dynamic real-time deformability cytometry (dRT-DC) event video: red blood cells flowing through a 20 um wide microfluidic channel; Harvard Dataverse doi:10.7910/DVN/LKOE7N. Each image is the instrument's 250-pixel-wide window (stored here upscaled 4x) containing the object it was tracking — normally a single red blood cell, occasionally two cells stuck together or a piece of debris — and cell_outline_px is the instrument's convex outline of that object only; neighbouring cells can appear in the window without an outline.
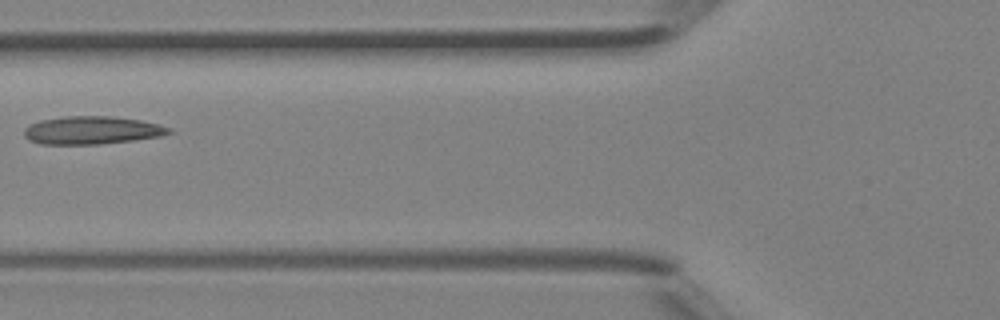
{"species": "Egyptian fruit bat (a non-hibernating species)", "species_latin": "Rousettus aegyptiacus", "temperature_condition": "room temperature", "stored_images_in_passage": 5, "camera_frame_rate_fps": 3000, "um_per_image_px": 0.085, "animal": {"sex": "female"}, "frame": {"image": 1, "passage_image": 5, "time_ms": 1.333, "image_size_px": [1000, 320], "cell_outline_px": [[172, 132], [160, 136], [132, 140], [100, 144], [40, 144], [28, 140], [24, 136], [24, 128], [28, 124], [40, 120], [64, 116], [112, 116], [140, 120], [160, 124], [172, 128]], "centroid_in_image_um": [7.78, 11.06], "position_along_channel_um": 118.0, "area_um2": 23.76}}